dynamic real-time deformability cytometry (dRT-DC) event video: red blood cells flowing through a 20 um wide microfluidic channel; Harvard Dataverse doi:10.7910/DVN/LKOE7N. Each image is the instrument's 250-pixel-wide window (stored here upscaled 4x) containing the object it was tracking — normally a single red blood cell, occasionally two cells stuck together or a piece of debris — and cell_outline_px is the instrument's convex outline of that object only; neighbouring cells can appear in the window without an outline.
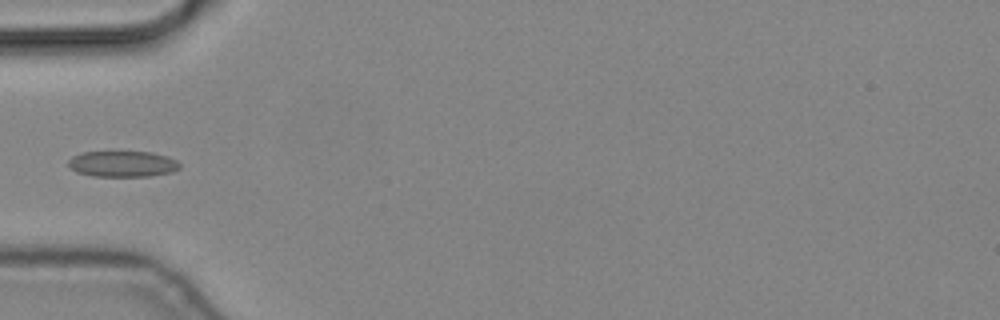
{"species": "common noctule bat (a hibernating species)", "species_latin": "Nyctalus noctula", "temperature_condition": "cold", "stored_images_in_passage": 1, "camera_frame_rate_fps": 3000, "um_per_image_px": 0.085, "animal": {"sex": "male", "body_mass_g": 19.2, "forearm_length_mm": 51.8}, "frame": {"image": 1, "passage_image": 1, "time_ms": 0.0, "image_size_px": [1000, 320], "cell_outline_px": [[180, 168], [172, 172], [148, 176], [92, 176], [76, 172], [68, 164], [68, 160], [72, 156], [84, 152], [148, 152], [164, 156], [176, 160], [180, 164]], "centroid_in_image_um": [10.4, 13.94], "position_along_channel_um": 74.6, "area_um2": 16.65}}